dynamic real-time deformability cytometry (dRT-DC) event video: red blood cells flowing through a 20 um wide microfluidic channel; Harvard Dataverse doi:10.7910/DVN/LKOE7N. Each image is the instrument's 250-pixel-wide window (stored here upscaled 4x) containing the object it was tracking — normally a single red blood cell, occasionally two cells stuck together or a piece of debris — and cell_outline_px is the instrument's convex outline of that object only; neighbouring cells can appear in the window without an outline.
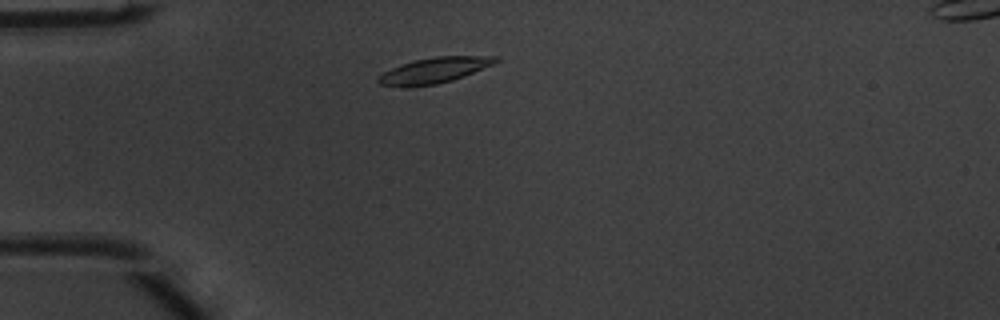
{"species": "common noctule bat (a hibernating species)", "species_latin": "Nyctalus noctula", "temperature_condition": "warm", "stored_images_in_passage": 42, "camera_frame_rate_fps": 3000, "um_per_image_px": 0.085, "animal": {"sex": "male", "body_mass_g": 20.1, "forearm_length_mm": 53.5}, "frame": {"image": 1, "passage_image": 5, "time_ms": 1.333, "image_size_px": [1000, 320], "cell_outline_px": [[500, 60], [492, 64], [464, 76], [452, 80], [436, 84], [380, 84], [376, 80], [384, 72], [400, 64], [432, 56], [500, 56]], "centroid_in_image_um": [37.0, 5.92], "position_along_channel_um": 48.0, "area_um2": 16.7}}
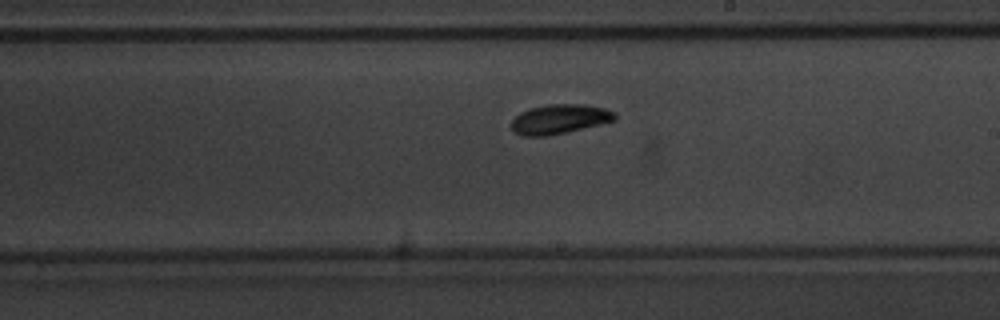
{"frame": {"image": 2, "passage_image": 21, "time_ms": 6.667, "image_size_px": [1000, 320], "cell_outline_px": [[616, 120], [568, 132], [548, 136], [524, 136], [512, 132], [512, 120], [520, 112], [532, 108], [548, 104], [584, 104], [604, 108], [616, 112]], "centroid_in_image_um": [47.57, 10.13], "position_along_channel_um": 241.4, "area_um2": 17.86}}
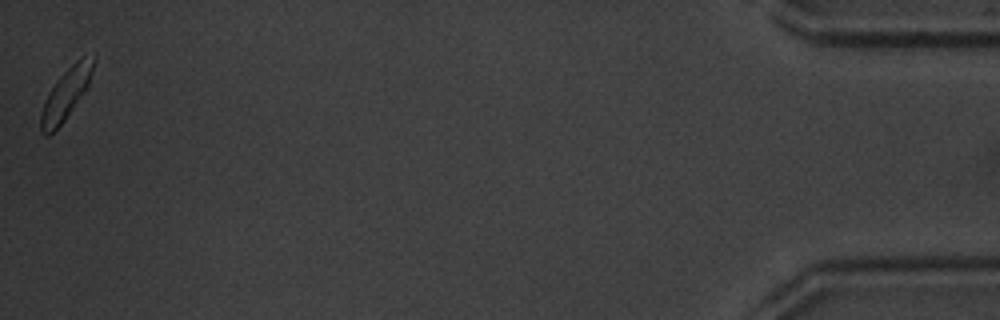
{"frame": {"image": 3, "passage_image": 42, "time_ms": 13.667, "image_size_px": [1000, 320], "cell_outline_px": [[96, 60], [88, 88], [64, 120], [48, 136], [44, 136], [40, 132], [40, 112], [44, 100], [48, 92], [60, 76], [80, 56], [96, 52]], "centroid_in_image_um": [5.64, 7.92], "position_along_channel_um": 429.6, "area_um2": 16.01}, "authors_computed_cell_mechanics": {"area_um2": 16.8487, "velocity_mm_per_s": 3.9548, "shape_relaxation_time_tau1_ms": 1.6184, "shape_relaxation_time_tau2_ms": 4.256, "deformation_change_tau1": 0.1016, "deformation_change_tau2": 0.0774}}